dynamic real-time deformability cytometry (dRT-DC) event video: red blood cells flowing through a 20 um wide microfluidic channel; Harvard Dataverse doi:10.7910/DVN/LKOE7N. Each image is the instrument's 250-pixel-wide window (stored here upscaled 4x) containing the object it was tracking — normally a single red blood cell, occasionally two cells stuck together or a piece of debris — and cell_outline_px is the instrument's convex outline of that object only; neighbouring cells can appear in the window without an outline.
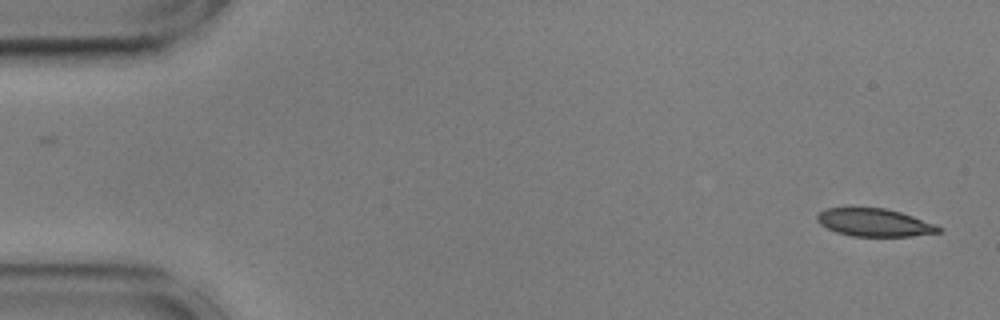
{"species": "common noctule bat (a hibernating species)", "species_latin": "Nyctalus noctula", "temperature_condition": "cold", "stored_images_in_passage": 54, "camera_frame_rate_fps": 3000, "um_per_image_px": 0.085, "animal": {"sex": "male", "body_mass_g": 17.9, "forearm_length_mm": 54.2}, "frame": {"image": 1, "passage_image": 1, "time_ms": 0.0, "image_size_px": [1000, 320], "cell_outline_px": [[944, 228], [940, 232], [912, 236], [852, 236], [836, 232], [820, 224], [816, 220], [816, 216], [820, 212], [828, 208], [884, 208], [900, 212], [936, 224]], "centroid_in_image_um": [74.35, 18.92], "position_along_channel_um": 10.7, "area_um2": 19.59}}
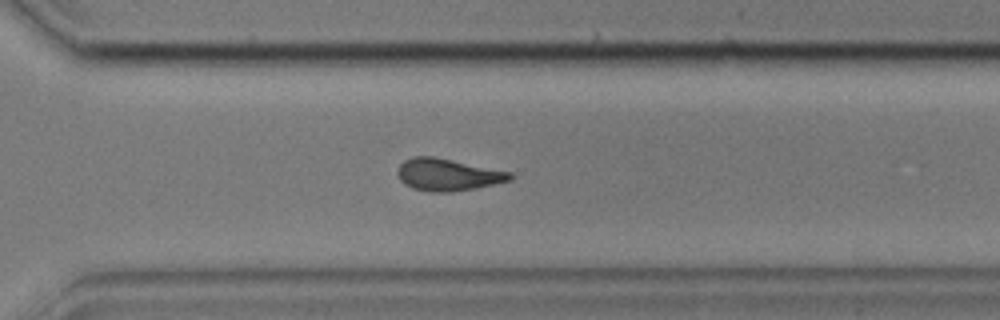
{"frame": {"image": 2, "passage_image": 38, "time_ms": 12.333, "image_size_px": [1000, 320], "cell_outline_px": [[512, 180], [476, 188], [452, 192], [432, 192], [412, 188], [404, 184], [400, 180], [396, 172], [396, 168], [404, 160], [412, 156], [436, 156], [512, 172]], "centroid_in_image_um": [38.03, 14.84], "position_along_channel_um": 332.6, "area_um2": 21.39}}
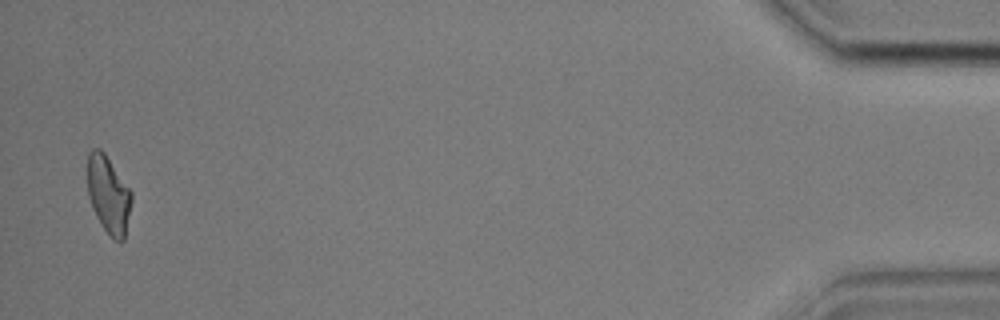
{"frame": {"image": 3, "passage_image": 53, "time_ms": 17.333, "image_size_px": [1000, 320], "cell_outline_px": [[132, 200], [124, 240], [120, 244], [112, 240], [96, 216], [92, 208], [88, 196], [88, 152], [92, 148], [100, 148], [104, 152], [132, 192]], "centroid_in_image_um": [9.22, 16.57], "position_along_channel_um": 426.0, "area_um2": 20.0}, "authors_computed_cell_mechanics": {"area_um2": 21.1548, "velocity_mm_per_s": 3.5847, "shape_relaxation_time_tau1_ms": null, "shape_relaxation_time_tau2_ms": 3.9349, "deformation_change_tau1": null, "deformation_change_tau2": 0.1051}}